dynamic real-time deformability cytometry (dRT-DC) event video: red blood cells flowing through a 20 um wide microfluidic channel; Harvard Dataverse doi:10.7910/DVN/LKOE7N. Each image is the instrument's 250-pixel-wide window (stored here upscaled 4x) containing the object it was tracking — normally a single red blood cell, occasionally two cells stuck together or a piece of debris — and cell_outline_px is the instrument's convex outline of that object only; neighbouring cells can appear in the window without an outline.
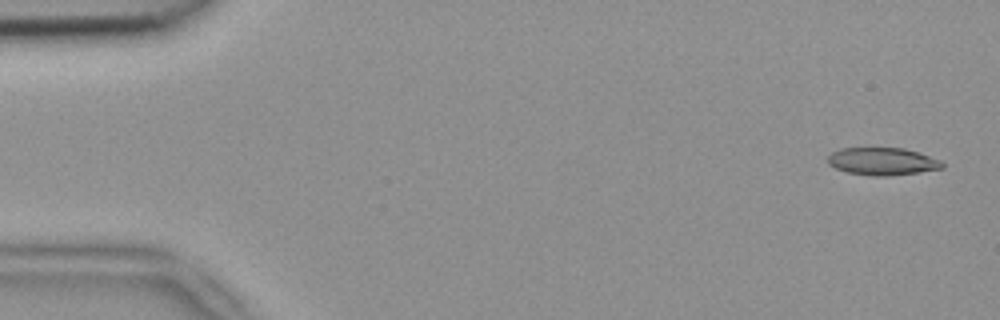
{"species": "common noctule bat (a hibernating species)", "species_latin": "Nyctalus noctula", "temperature_condition": "room temperature", "stored_images_in_passage": 5, "camera_frame_rate_fps": 3000, "um_per_image_px": 0.085, "animal": {"sex": "female", "body_mass_g": 18.4}, "frame": {"image": 1, "passage_image": 1, "time_ms": 0.0, "image_size_px": [1000, 320], "cell_outline_px": [[944, 168], [888, 176], [872, 176], [848, 172], [836, 168], [828, 164], [828, 156], [832, 152], [840, 148], [904, 148], [920, 152], [940, 160], [944, 164]], "centroid_in_image_um": [75.01, 13.71], "position_along_channel_um": 10.0, "area_um2": 18.32}}